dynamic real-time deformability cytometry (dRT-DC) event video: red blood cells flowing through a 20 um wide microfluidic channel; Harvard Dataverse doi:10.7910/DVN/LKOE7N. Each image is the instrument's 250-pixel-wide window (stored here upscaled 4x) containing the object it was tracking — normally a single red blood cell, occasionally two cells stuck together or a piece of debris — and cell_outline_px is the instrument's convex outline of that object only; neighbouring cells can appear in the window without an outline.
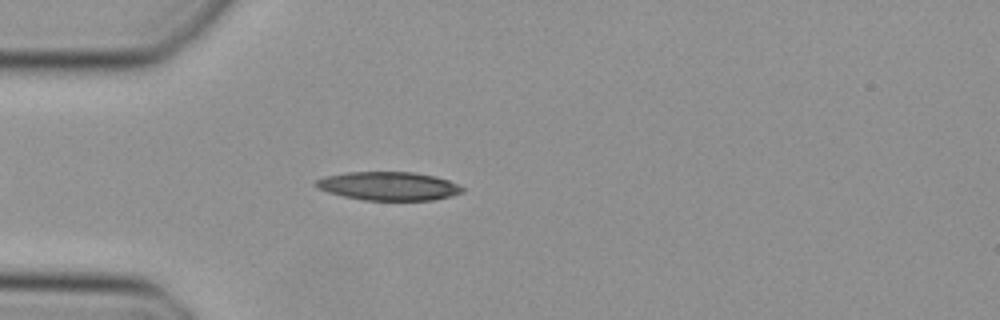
{"species": "Egyptian fruit bat (a non-hibernating species)", "species_latin": "Rousettus aegyptiacus", "temperature_condition": "cold", "stored_images_in_passage": 11, "camera_frame_rate_fps": 3000, "um_per_image_px": 0.085, "animal": {"sex": "female"}, "frame": {"image": 1, "passage_image": 6, "time_ms": 1.667, "image_size_px": [1000, 320], "cell_outline_px": [[464, 192], [452, 196], [432, 200], [364, 200], [344, 196], [328, 192], [320, 188], [316, 184], [316, 180], [324, 176], [348, 172], [412, 172], [432, 176], [448, 180], [464, 188]], "centroid_in_image_um": [33.05, 15.82], "position_along_channel_um": 52.0, "area_um2": 24.1}}
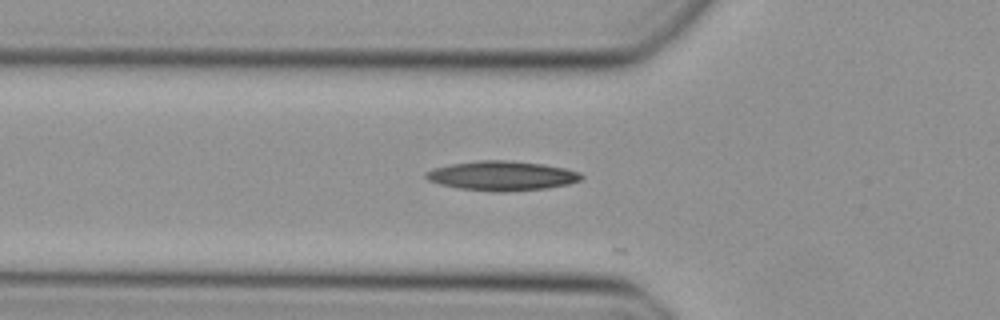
{"frame": {"image": 2, "passage_image": 9, "time_ms": 2.667, "image_size_px": [1000, 320], "cell_outline_px": [[584, 176], [580, 180], [568, 184], [548, 188], [504, 192], [492, 192], [456, 188], [440, 184], [428, 180], [424, 176], [424, 172], [432, 168], [452, 164], [476, 160], [512, 160], [544, 164], [564, 168], [580, 172]], "centroid_in_image_um": [42.64, 14.94], "position_along_channel_um": 83.2, "area_um2": 27.05}}